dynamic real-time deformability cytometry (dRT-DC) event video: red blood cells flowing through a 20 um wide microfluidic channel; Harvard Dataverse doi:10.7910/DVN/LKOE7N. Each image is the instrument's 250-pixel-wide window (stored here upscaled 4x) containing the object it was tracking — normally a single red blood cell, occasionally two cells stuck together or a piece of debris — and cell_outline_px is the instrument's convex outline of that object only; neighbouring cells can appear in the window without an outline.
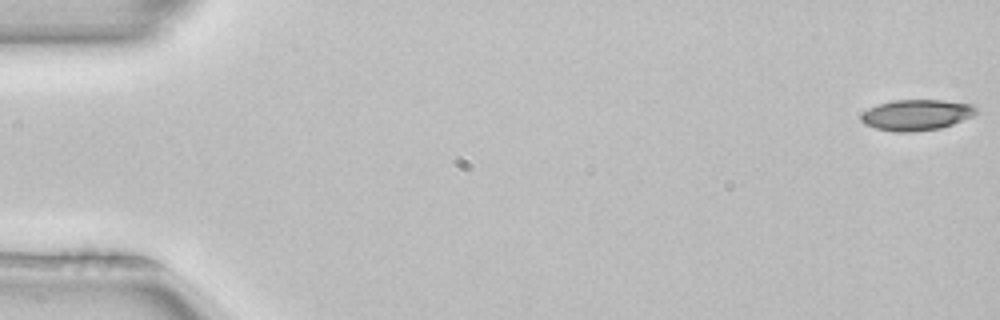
{"species": "common noctule bat (a hibernating species)", "species_latin": "Nyctalus noctula", "temperature_condition": "room temperature", "stored_images_in_passage": 4, "camera_frame_rate_fps": 3000, "um_per_image_px": 0.085, "animal": {"sex": "female", "body_mass_g": 22.7, "forearm_length_mm": 54.2}, "frame": {"image": 1, "passage_image": 1, "time_ms": 0.0, "image_size_px": [1000, 320], "cell_outline_px": [[976, 112], [972, 116], [952, 124], [940, 128], [912, 132], [896, 132], [876, 128], [864, 124], [860, 120], [860, 116], [868, 108], [876, 104], [892, 100], [944, 100], [972, 104], [976, 108]], "centroid_in_image_um": [77.86, 9.76], "position_along_channel_um": 7.1, "area_um2": 20.69}}
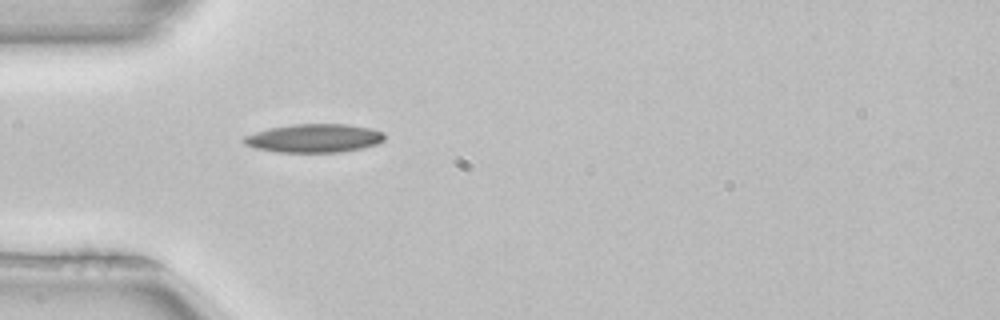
{"frame": {"image": 2, "passage_image": 4, "time_ms": 1.0, "image_size_px": [1000, 320], "cell_outline_px": [[384, 140], [376, 144], [360, 148], [340, 152], [280, 152], [256, 148], [244, 144], [244, 136], [268, 128], [292, 124], [348, 124], [372, 128], [384, 132]], "centroid_in_image_um": [26.72, 11.74], "position_along_channel_um": 58.3, "area_um2": 23.29}}